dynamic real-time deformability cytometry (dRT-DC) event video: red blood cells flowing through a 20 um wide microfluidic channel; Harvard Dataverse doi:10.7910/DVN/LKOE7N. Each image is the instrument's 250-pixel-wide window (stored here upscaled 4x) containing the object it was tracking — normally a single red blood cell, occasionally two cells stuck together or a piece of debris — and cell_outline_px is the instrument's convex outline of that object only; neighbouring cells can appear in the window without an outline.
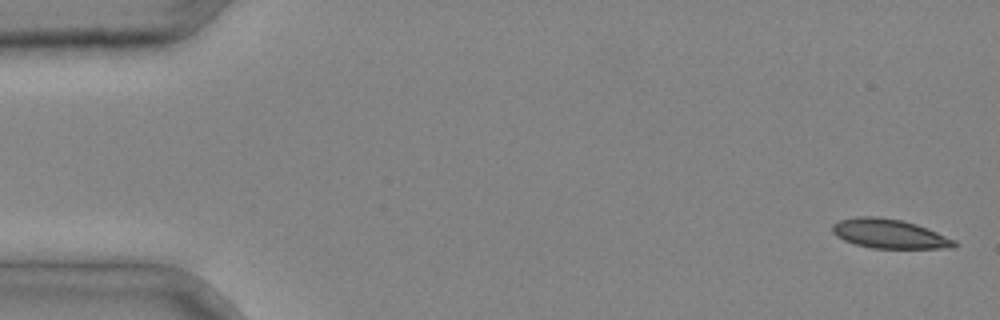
{"species": "common noctule bat (a hibernating species)", "species_latin": "Nyctalus noctula", "temperature_condition": "cold", "stored_images_in_passage": 2, "segment_of_instrument_passage": [2, 2], "camera_frame_rate_fps": 3000, "um_per_image_px": 0.085, "animal": {"sex": "male", "body_mass_g": 20.4}, "frame": {"image": 1, "passage_image": 2, "time_ms": 0.333, "image_size_px": [1000, 320], "cell_outline_px": [[956, 244], [952, 248], [872, 248], [856, 244], [844, 240], [836, 236], [832, 232], [832, 224], [840, 220], [856, 216], [872, 216], [900, 220], [916, 224], [956, 240]], "centroid_in_image_um": [75.56, 19.87], "position_along_channel_um": 9.4, "area_um2": 20.58}}